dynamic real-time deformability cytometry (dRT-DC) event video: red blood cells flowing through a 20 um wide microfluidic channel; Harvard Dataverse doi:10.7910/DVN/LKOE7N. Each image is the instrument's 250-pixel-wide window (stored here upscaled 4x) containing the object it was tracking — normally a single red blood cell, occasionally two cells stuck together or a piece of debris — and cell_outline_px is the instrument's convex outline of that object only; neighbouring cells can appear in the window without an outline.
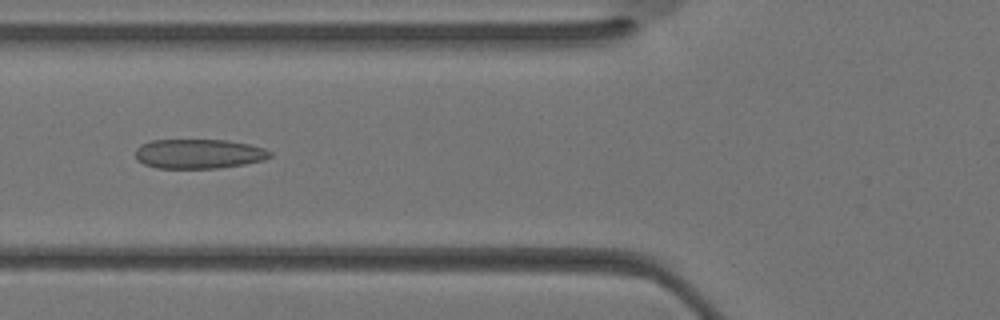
{"species": "Egyptian fruit bat (a non-hibernating species)", "species_latin": "Rousettus aegyptiacus", "temperature_condition": "warm", "stored_images_in_passage": 27, "camera_frame_rate_fps": 3000, "um_per_image_px": 0.085, "animal": {"sex": "female"}, "frame": {"image": 1, "passage_image": 7, "time_ms": 2.0, "image_size_px": [1000, 320], "cell_outline_px": [[272, 156], [264, 160], [244, 164], [220, 168], [156, 168], [144, 164], [136, 160], [136, 148], [140, 144], [152, 140], [228, 140], [248, 144], [264, 148], [272, 152]], "centroid_in_image_um": [16.89, 13.07], "position_along_channel_um": 108.9, "area_um2": 23.29}}
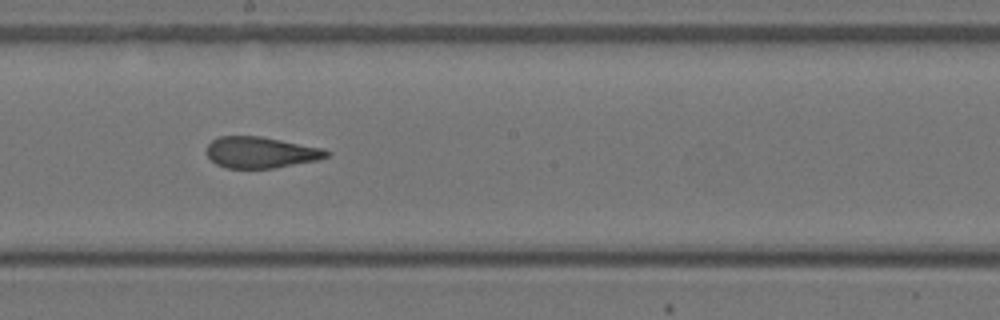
{"frame": {"image": 2, "passage_image": 13, "time_ms": 4.0, "image_size_px": [1000, 320], "cell_outline_px": [[332, 152], [328, 156], [316, 160], [272, 168], [228, 168], [216, 164], [208, 156], [208, 144], [212, 140], [220, 136], [260, 136], [324, 148]], "centroid_in_image_um": [22.18, 12.95], "position_along_channel_um": 226.0, "area_um2": 21.62}}
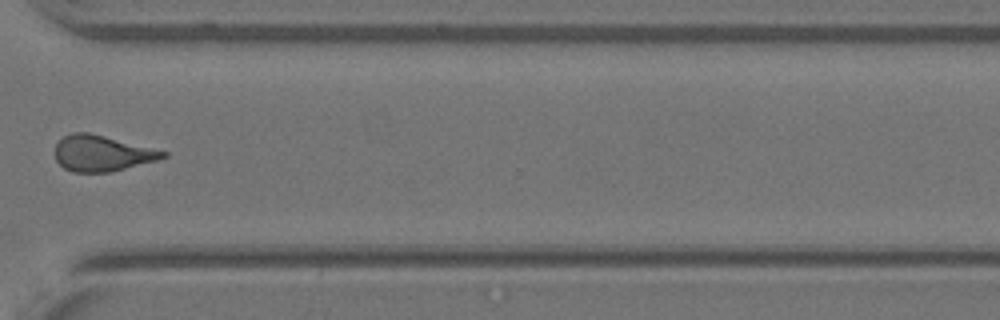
{"frame": {"image": 3, "passage_image": 20, "time_ms": 6.333, "image_size_px": [1000, 320], "cell_outline_px": [[168, 156], [160, 160], [108, 172], [72, 172], [64, 168], [56, 160], [56, 144], [64, 136], [72, 132], [88, 132], [168, 152]], "centroid_in_image_um": [8.68, 13.04], "position_along_channel_um": 361.9, "area_um2": 22.37}}